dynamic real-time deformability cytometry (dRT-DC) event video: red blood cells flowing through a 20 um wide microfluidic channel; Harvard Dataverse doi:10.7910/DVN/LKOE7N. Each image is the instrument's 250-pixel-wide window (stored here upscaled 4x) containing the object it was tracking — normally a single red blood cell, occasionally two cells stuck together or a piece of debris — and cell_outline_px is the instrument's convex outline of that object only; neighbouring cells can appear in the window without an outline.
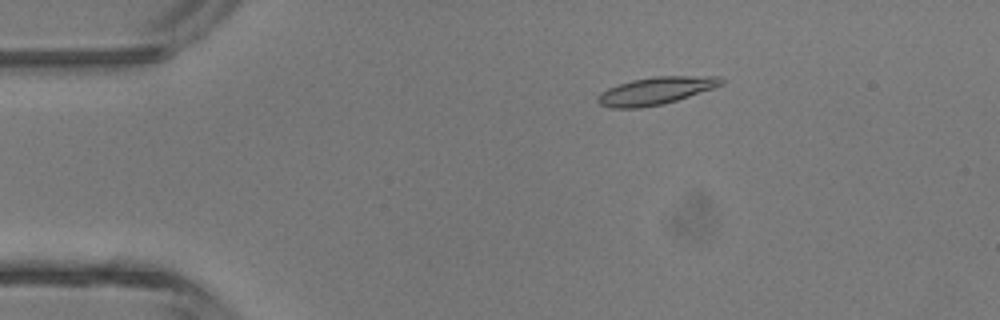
{"species": "common noctule bat (a hibernating species)", "species_latin": "Nyctalus noctula", "temperature_condition": "room temperature", "stored_images_in_passage": 4, "camera_frame_rate_fps": 3000, "um_per_image_px": 0.085, "animal": {"sex": "male", "body_mass_g": 13.3}, "frame": {"image": 1, "passage_image": 2, "time_ms": 1.333, "image_size_px": [1000, 320], "cell_outline_px": [[724, 84], [664, 104], [640, 108], [612, 108], [600, 104], [596, 100], [596, 96], [600, 92], [608, 88], [632, 80], [652, 76], [720, 76], [724, 80]], "centroid_in_image_um": [55.72, 7.71], "position_along_channel_um": 29.3, "area_um2": 19.77}}
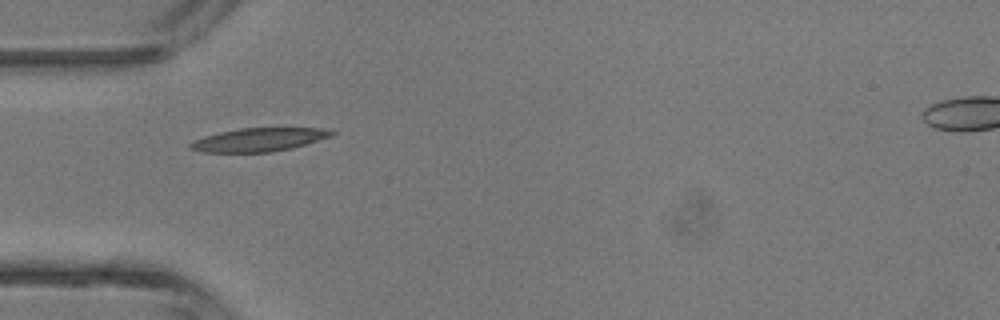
{"frame": {"image": 2, "passage_image": 3, "time_ms": 3.333, "image_size_px": [1000, 320], "cell_outline_px": [[336, 132], [332, 136], [292, 148], [272, 152], [200, 152], [188, 148], [188, 144], [192, 140], [204, 136], [220, 132], [240, 128], [324, 128]], "centroid_in_image_um": [21.96, 11.87], "position_along_channel_um": 63.0, "area_um2": 19.36}}
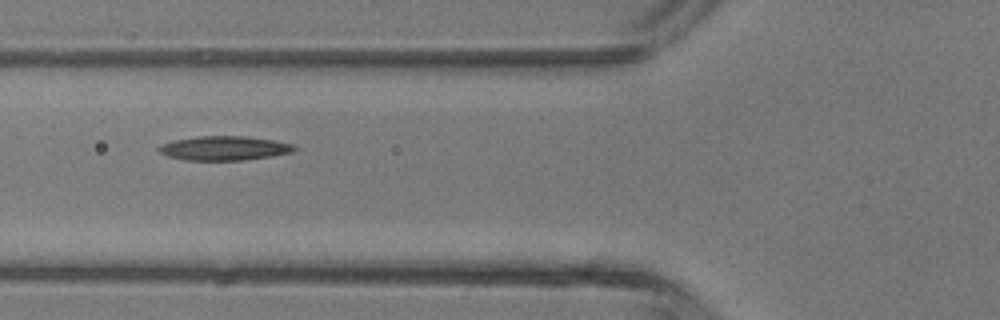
{"frame": {"image": 3, "passage_image": 4, "time_ms": 4.333, "image_size_px": [1000, 320], "cell_outline_px": [[300, 148], [292, 152], [272, 156], [244, 160], [184, 160], [168, 156], [160, 152], [156, 148], [160, 144], [172, 140], [196, 136], [244, 136], [276, 140], [296, 144]], "centroid_in_image_um": [19.1, 12.59], "position_along_channel_um": 106.7, "area_um2": 19.48}}